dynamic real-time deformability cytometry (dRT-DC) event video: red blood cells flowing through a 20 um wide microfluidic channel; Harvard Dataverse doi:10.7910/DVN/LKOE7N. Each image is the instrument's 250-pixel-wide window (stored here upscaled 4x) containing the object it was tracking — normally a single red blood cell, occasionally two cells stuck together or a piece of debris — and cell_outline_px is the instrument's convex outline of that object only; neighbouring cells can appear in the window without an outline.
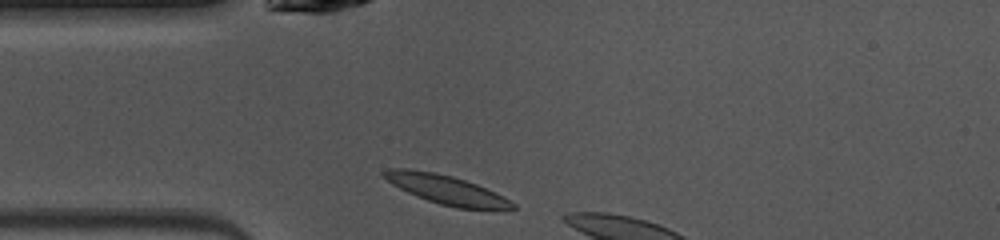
{"species": "common noctule bat (a hibernating species)", "species_latin": "Nyctalus noctula", "temperature_condition": "warm", "stored_images_in_passage": 3, "camera_frame_rate_fps": 3000, "um_per_image_px": 0.085, "animal": {"sex": "female", "body_mass_g": 10.0, "forearm_length_mm": 53.1}, "frame": {"image": 1, "passage_image": 1, "time_ms": 0.0, "image_size_px": [1000, 240], "cell_outline_px": [[516, 208], [456, 208], [440, 204], [416, 196], [392, 184], [380, 172], [388, 168], [408, 168], [436, 172], [452, 176], [476, 184], [516, 204]], "centroid_in_image_um": [37.83, 16.08], "position_along_channel_um": 47.2, "area_um2": 21.15}}